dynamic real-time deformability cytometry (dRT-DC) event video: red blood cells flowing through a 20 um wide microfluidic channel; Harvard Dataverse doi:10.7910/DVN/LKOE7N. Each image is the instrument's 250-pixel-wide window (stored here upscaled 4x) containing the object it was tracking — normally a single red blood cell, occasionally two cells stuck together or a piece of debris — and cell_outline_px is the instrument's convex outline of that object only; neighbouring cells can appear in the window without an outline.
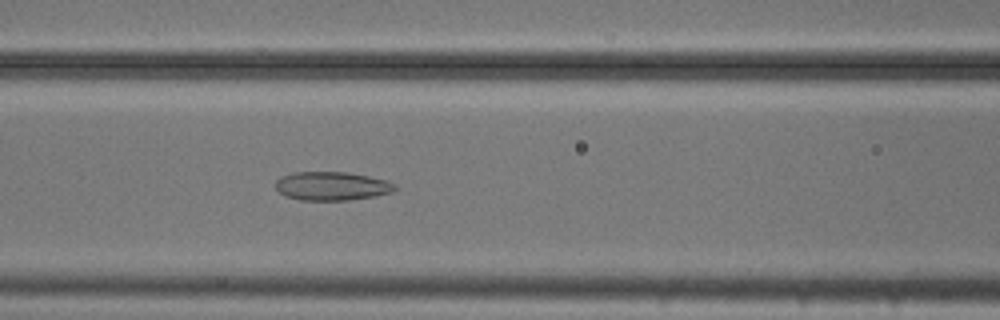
{"species": "common noctule bat (a hibernating species)", "species_latin": "Nyctalus noctula", "temperature_condition": "cold", "stored_images_in_passage": 53, "camera_frame_rate_fps": 3000, "um_per_image_px": 0.085, "animal": {"sex": "male", "body_mass_g": 20.5, "forearm_length_mm": 52.5}, "frame": {"image": 1, "passage_image": 22, "time_ms": 7.0, "image_size_px": [1000, 320], "cell_outline_px": [[396, 188], [392, 192], [376, 196], [348, 200], [300, 200], [288, 196], [280, 192], [276, 188], [276, 180], [280, 176], [292, 172], [348, 172], [388, 180], [396, 184]], "centroid_in_image_um": [28.23, 15.8], "position_along_channel_um": 138.4, "area_um2": 20.0}}
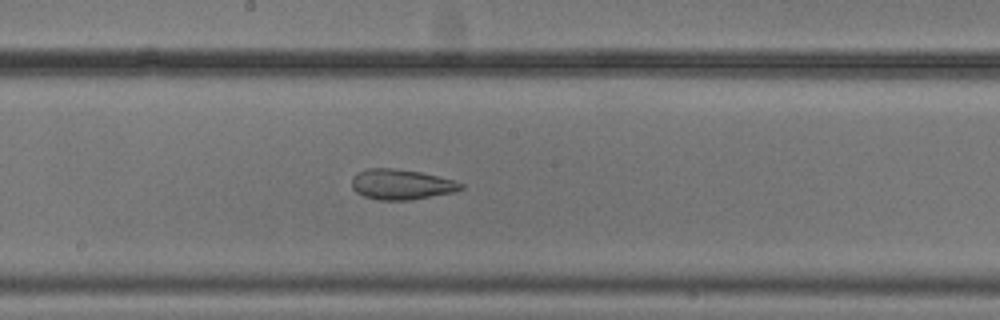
{"frame": {"image": 2, "passage_image": 28, "time_ms": 9.0, "image_size_px": [1000, 320], "cell_outline_px": [[464, 188], [452, 192], [412, 200], [380, 200], [364, 196], [356, 192], [352, 188], [352, 176], [356, 172], [368, 168], [396, 168], [420, 172], [456, 180], [464, 184]], "centroid_in_image_um": [34.1, 15.66], "position_along_channel_um": 214.1, "area_um2": 19.42}}
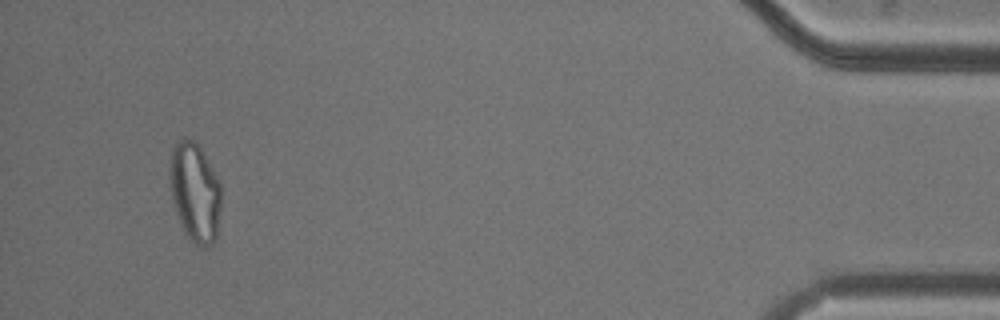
{"frame": {"image": 3, "passage_image": 50, "time_ms": 16.333, "image_size_px": [1000, 320], "cell_outline_px": [[220, 208], [216, 240], [212, 244], [204, 248], [196, 244], [184, 232], [180, 224], [172, 204], [168, 172], [168, 168], [172, 148], [184, 136], [192, 140], [200, 148], [220, 184]], "centroid_in_image_um": [16.53, 16.36], "position_along_channel_um": 418.7, "area_um2": 29.77}, "authors_computed_cell_mechanics": {"area_um2": 26.5302, "velocity_mm_per_s": 3.7852, "shape_relaxation_time_tau1_ms": null, "shape_relaxation_time_tau2_ms": 2.8345, "deformation_change_tau1": null, "deformation_change_tau2": 0.104}}